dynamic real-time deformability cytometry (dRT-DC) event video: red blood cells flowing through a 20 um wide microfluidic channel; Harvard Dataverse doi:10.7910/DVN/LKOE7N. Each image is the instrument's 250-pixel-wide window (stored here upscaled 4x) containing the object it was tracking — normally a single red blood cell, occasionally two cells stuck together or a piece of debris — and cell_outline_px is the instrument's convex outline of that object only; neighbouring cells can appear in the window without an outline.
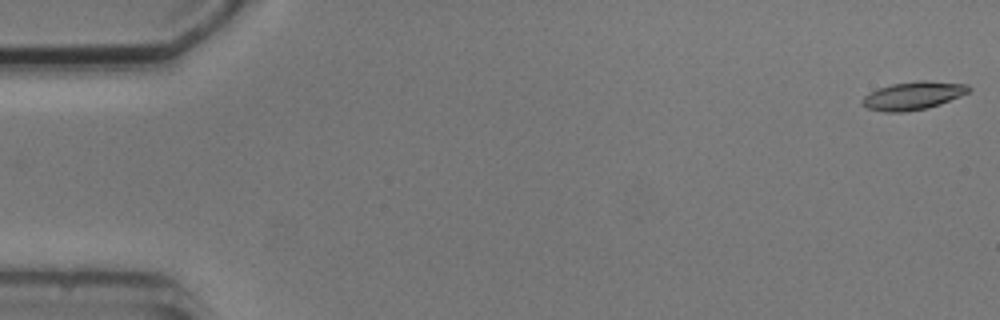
{"species": "common noctule bat (a hibernating species)", "species_latin": "Nyctalus noctula", "temperature_condition": "cold", "stored_images_in_passage": 3, "camera_frame_rate_fps": 3000, "um_per_image_px": 0.085, "animal": {"sex": "male", "body_mass_g": 20.5, "forearm_length_mm": 52.5}, "frame": {"image": 1, "passage_image": 1, "time_ms": 0.0, "image_size_px": [1000, 320], "cell_outline_px": [[972, 88], [968, 92], [960, 96], [940, 104], [928, 108], [904, 112], [884, 112], [868, 108], [860, 104], [860, 100], [864, 96], [880, 88], [892, 84], [920, 80], [924, 80], [968, 84]], "centroid_in_image_um": [77.62, 8.13], "position_along_channel_um": 7.4, "area_um2": 17.4}}